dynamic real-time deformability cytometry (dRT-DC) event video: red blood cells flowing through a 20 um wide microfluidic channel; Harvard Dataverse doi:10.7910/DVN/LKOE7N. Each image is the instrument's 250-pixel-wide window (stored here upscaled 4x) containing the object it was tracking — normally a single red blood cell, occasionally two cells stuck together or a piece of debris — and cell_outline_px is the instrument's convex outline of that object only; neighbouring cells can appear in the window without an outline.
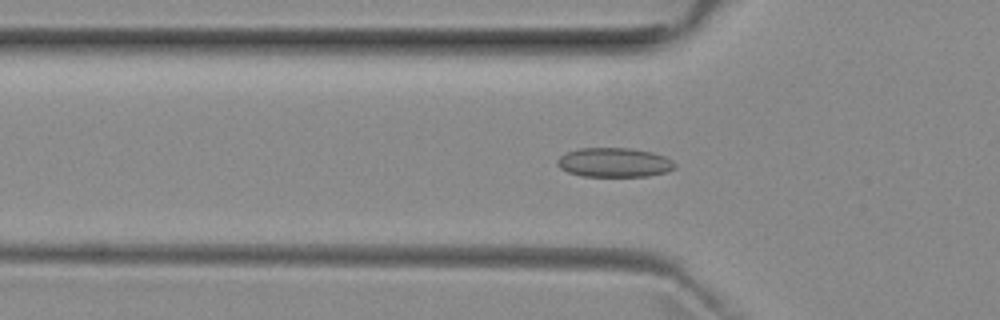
{"species": "common noctule bat (a hibernating species)", "species_latin": "Nyctalus noctula", "temperature_condition": "room temperature", "stored_images_in_passage": 52, "camera_frame_rate_fps": 3000, "um_per_image_px": 0.085, "animal": {"sex": "female", "body_mass_g": 29.2, "forearm_length_mm": 56.3}, "frame": {"image": 1, "passage_image": 17, "time_ms": 5.333, "image_size_px": [1000, 320], "cell_outline_px": [[676, 168], [668, 172], [648, 176], [580, 176], [568, 172], [560, 168], [556, 164], [556, 160], [560, 156], [568, 152], [580, 148], [628, 148], [652, 152], [664, 156], [672, 160], [676, 164]], "centroid_in_image_um": [52.22, 13.81], "position_along_channel_um": 73.6, "area_um2": 20.17}}
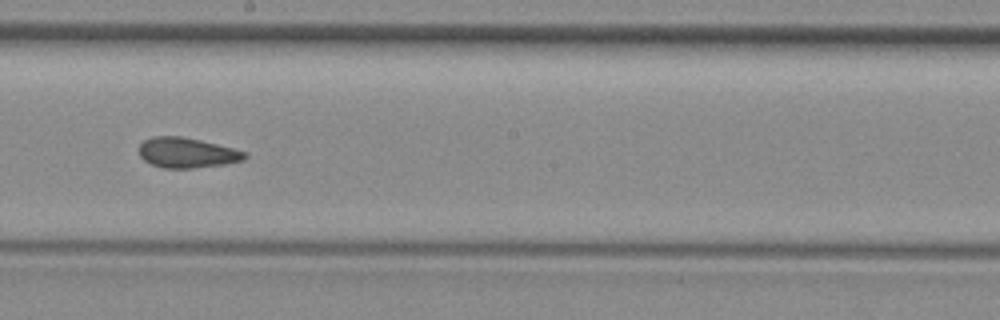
{"frame": {"image": 2, "passage_image": 29, "time_ms": 9.333, "image_size_px": [1000, 320], "cell_outline_px": [[248, 156], [244, 160], [224, 164], [192, 168], [164, 168], [152, 164], [144, 160], [140, 156], [140, 144], [144, 140], [152, 136], [184, 136], [248, 152]], "centroid_in_image_um": [15.9, 12.98], "position_along_channel_um": 232.3, "area_um2": 18.55}}
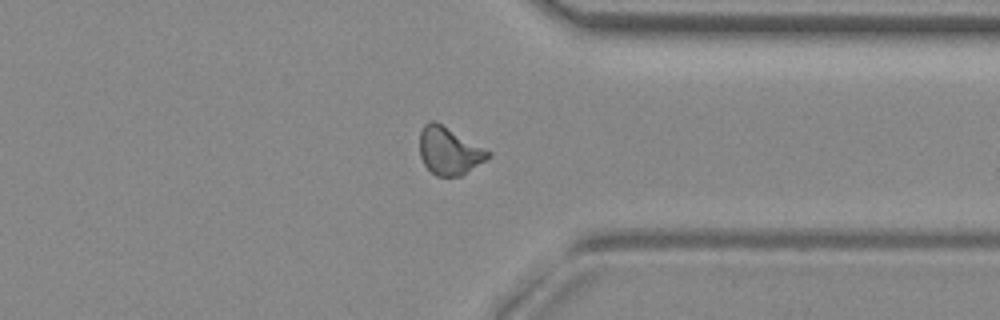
{"frame": {"image": 3, "passage_image": 40, "time_ms": 13.0, "image_size_px": [1000, 320], "cell_outline_px": [[492, 156], [460, 176], [436, 176], [424, 164], [420, 156], [420, 132], [424, 124], [428, 120], [436, 120], [492, 152]], "centroid_in_image_um": [38.18, 12.79], "position_along_channel_um": 373.2, "area_um2": 19.07}, "authors_computed_cell_mechanics": {"area_um2": 18.9873, "velocity_mm_per_s": 3.9619, "shape_relaxation_time_tau1_ms": null, "shape_relaxation_time_tau2_ms": 2.1805, "deformation_change_tau1": null, "deformation_change_tau2": 0.0789}}